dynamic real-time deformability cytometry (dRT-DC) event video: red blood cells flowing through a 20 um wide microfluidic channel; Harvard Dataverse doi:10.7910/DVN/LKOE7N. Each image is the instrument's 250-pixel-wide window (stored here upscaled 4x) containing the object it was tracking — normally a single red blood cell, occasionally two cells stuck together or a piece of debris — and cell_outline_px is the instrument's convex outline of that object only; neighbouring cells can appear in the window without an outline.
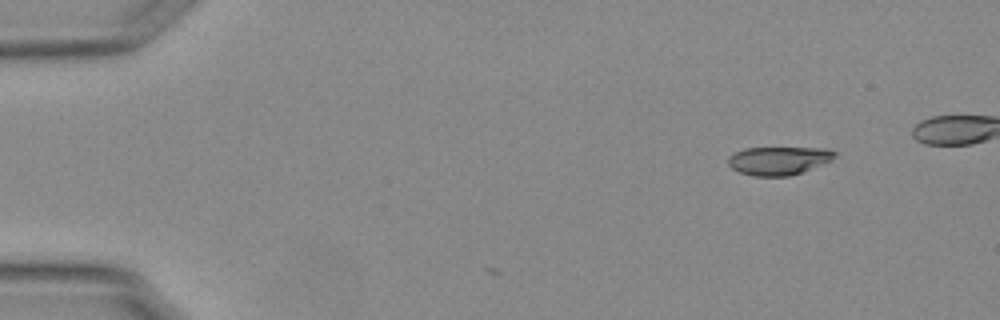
{"species": "Egyptian fruit bat (a non-hibernating species)", "species_latin": "Rousettus aegyptiacus", "temperature_condition": "warm", "stored_images_in_passage": 5, "camera_frame_rate_fps": 3000, "um_per_image_px": 0.085, "animal": {"sex": "female"}, "frame": {"image": 1, "passage_image": 1, "time_ms": 0.0, "image_size_px": [1000, 320], "cell_outline_px": [[836, 156], [832, 160], [804, 172], [788, 176], [752, 176], [740, 172], [732, 168], [728, 164], [728, 156], [744, 148], [828, 148], [836, 152]], "centroid_in_image_um": [66.21, 13.65], "position_along_channel_um": 18.8, "area_um2": 17.69}}